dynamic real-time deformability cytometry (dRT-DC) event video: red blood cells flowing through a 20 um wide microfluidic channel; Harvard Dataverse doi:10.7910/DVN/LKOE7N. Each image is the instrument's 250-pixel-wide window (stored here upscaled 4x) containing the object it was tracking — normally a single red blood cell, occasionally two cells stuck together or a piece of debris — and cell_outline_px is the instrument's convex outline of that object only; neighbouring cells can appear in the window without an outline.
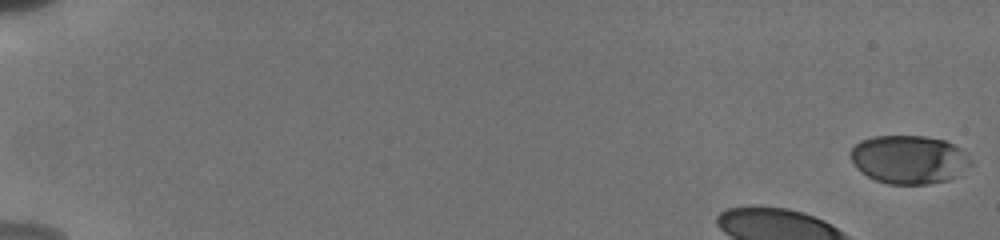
{"species": "human", "species_latin": "Homo sapiens", "temperature_condition": "cold", "stored_images_in_passage": 18, "camera_frame_rate_fps": 3000, "um_per_image_px": 0.085, "donor": {"sex": "male"}, "frame": {"image": 1, "passage_image": 1, "time_ms": 0.0, "image_size_px": [1000, 240], "cell_outline_px": [[972, 164], [956, 176], [948, 180], [928, 184], [888, 184], [876, 180], [860, 172], [856, 168], [848, 152], [860, 140], [872, 136], [924, 136], [944, 140], [960, 148], [972, 160]], "centroid_in_image_um": [77.24, 13.55], "position_along_channel_um": 7.8, "area_um2": 34.04}}
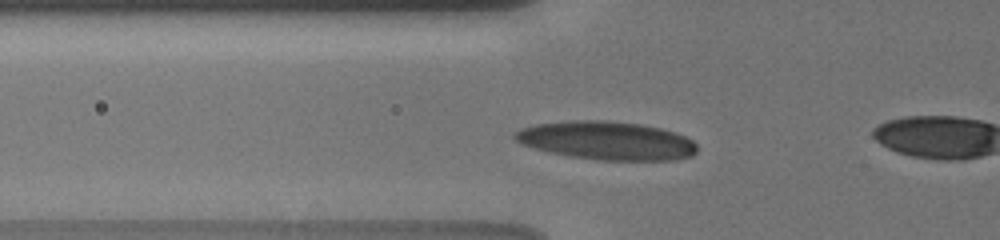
{"frame": {"image": 2, "passage_image": 13, "time_ms": 5.333, "image_size_px": [1000, 240], "cell_outline_px": [[696, 152], [692, 156], [672, 160], [600, 160], [568, 156], [536, 148], [524, 144], [516, 140], [512, 136], [520, 128], [536, 124], [568, 120], [608, 120], [640, 124], [660, 128], [676, 132], [692, 140], [696, 144]], "centroid_in_image_um": [51.58, 11.94], "position_along_channel_um": 74.2, "area_um2": 40.69}}
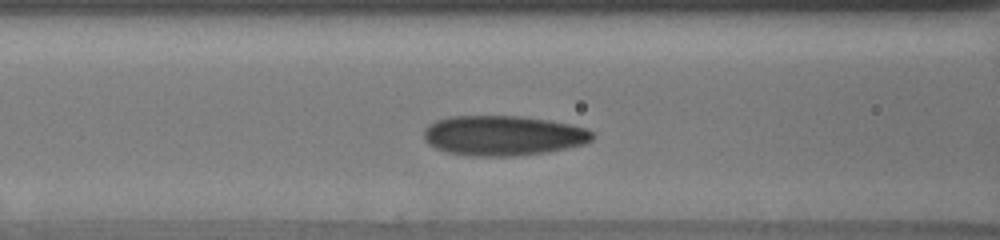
{"frame": {"image": 3, "passage_image": 16, "time_ms": 6.667, "image_size_px": [1000, 240], "cell_outline_px": [[592, 140], [584, 144], [548, 152], [516, 156], [468, 156], [448, 152], [436, 148], [428, 144], [424, 140], [424, 128], [428, 124], [436, 120], [448, 116], [520, 116], [548, 120], [568, 124], [584, 128], [592, 132]], "centroid_in_image_um": [42.71, 11.52], "position_along_channel_um": 123.9, "area_um2": 39.36}}